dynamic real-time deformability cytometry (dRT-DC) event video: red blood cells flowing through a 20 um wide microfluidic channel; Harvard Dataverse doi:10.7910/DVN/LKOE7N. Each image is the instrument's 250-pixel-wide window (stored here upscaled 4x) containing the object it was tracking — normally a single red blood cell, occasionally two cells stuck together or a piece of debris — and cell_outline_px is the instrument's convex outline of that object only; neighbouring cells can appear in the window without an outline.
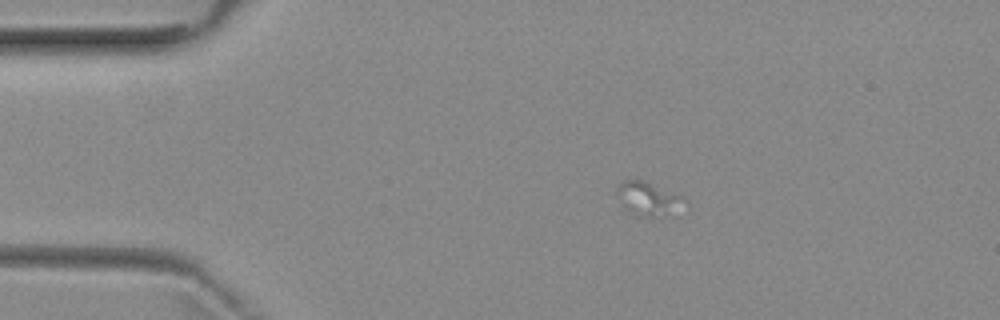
{"species": "common noctule bat (a hibernating species)", "species_latin": "Nyctalus noctula", "temperature_condition": "room temperature", "stored_images_in_passage": 2, "camera_frame_rate_fps": 3000, "um_per_image_px": 0.085, "animal": {"sex": "female", "body_mass_g": 29.2, "forearm_length_mm": 56.3}, "frame": {"image": 1, "passage_image": 2, "time_ms": 1.667, "image_size_px": [1000, 320], "cell_outline_px": [[688, 200], [652, 216], [636, 216], [624, 208], [616, 192], [616, 188], [624, 180], [640, 180], [684, 196]], "centroid_in_image_um": [54.96, 16.83], "position_along_channel_um": 30.0, "area_um2": 12.08}}